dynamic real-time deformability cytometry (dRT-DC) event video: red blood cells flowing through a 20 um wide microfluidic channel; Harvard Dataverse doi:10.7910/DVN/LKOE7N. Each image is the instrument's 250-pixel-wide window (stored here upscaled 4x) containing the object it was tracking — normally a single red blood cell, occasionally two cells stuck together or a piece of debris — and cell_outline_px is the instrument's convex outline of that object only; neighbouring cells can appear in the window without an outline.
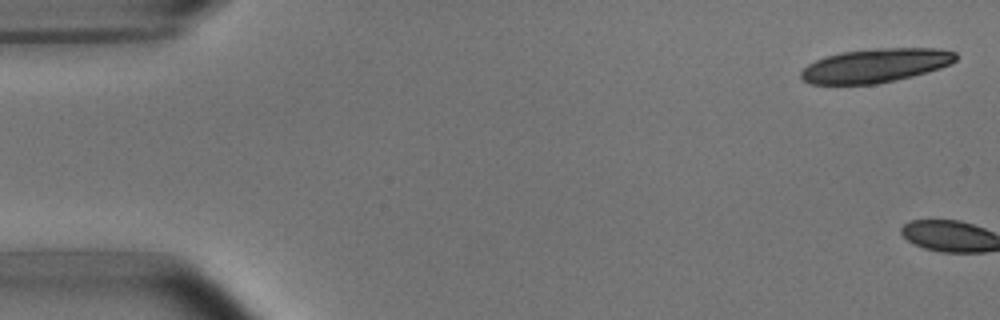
{"species": "common noctule bat (a hibernating species)", "species_latin": "Nyctalus noctula", "temperature_condition": "room temperature", "stored_images_in_passage": 2, "camera_frame_rate_fps": 3000, "um_per_image_px": 0.085, "animal": {"sex": "male", "body_mass_g": 15.6}, "frame": {"image": 1, "passage_image": 1, "time_ms": 0.0, "image_size_px": [1000, 320], "cell_outline_px": [[956, 60], [940, 68], [912, 76], [876, 84], [812, 84], [804, 80], [800, 76], [800, 72], [808, 64], [824, 56], [844, 52], [876, 48], [936, 48], [956, 52]], "centroid_in_image_um": [74.4, 5.56], "position_along_channel_um": 10.6, "area_um2": 30.35}}